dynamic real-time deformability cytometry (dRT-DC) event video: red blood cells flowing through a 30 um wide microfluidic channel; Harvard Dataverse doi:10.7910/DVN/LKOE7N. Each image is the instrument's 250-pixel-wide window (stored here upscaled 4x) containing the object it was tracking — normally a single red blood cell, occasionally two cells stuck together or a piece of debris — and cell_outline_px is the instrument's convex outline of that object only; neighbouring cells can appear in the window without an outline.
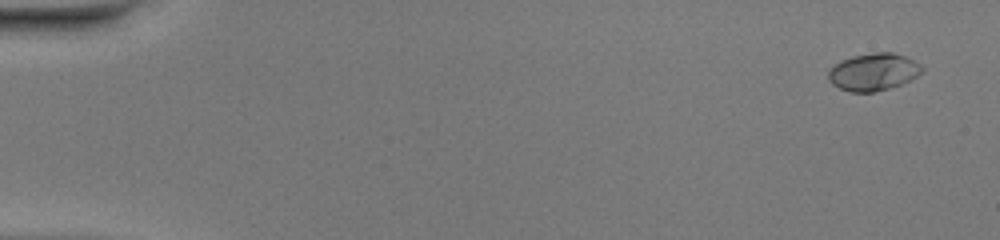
{"species": "common noctule bat (a hibernating species)", "species_latin": "Nyctalus noctula", "temperature_condition": "warm", "stored_images_in_passage": 50, "camera_frame_rate_fps": 3000, "um_per_image_px": 0.085, "animal": {"sex": "female", "body_mass_g": 20.0, "forearm_length_mm": 54.0}, "frame": {"image": 1, "passage_image": 2, "time_ms": 0.333, "image_size_px": [1000, 240], "cell_outline_px": [[924, 68], [916, 76], [900, 84], [888, 88], [872, 92], [848, 92], [832, 84], [828, 80], [828, 72], [832, 64], [840, 60], [852, 56], [872, 52], [892, 52], [904, 56], [920, 64]], "centroid_in_image_um": [74.17, 6.1], "position_along_channel_um": 10.8, "area_um2": 20.35}}
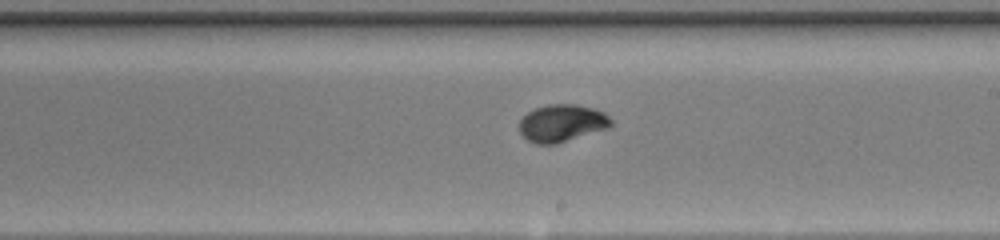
{"frame": {"image": 2, "passage_image": 30, "time_ms": 9.667, "image_size_px": [1000, 240], "cell_outline_px": [[612, 124], [608, 128], [556, 144], [536, 144], [528, 140], [520, 132], [520, 120], [528, 112], [536, 108], [548, 104], [576, 104], [592, 108], [604, 112], [612, 120]], "centroid_in_image_um": [47.77, 10.46], "position_along_channel_um": 241.2, "area_um2": 19.83}}
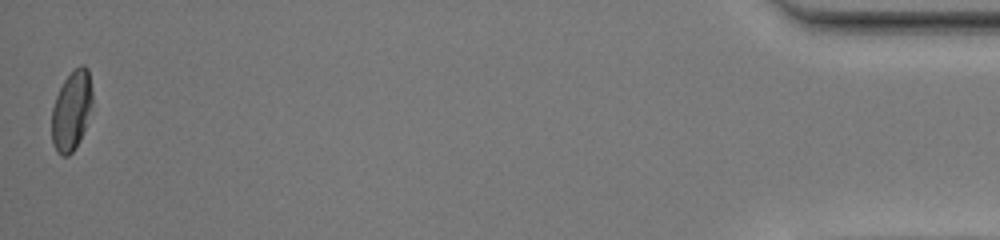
{"frame": {"image": 3, "passage_image": 50, "time_ms": 16.333, "image_size_px": [1000, 240], "cell_outline_px": [[92, 104], [80, 140], [72, 152], [68, 156], [60, 156], [56, 152], [52, 144], [52, 108], [56, 96], [64, 80], [80, 64], [84, 64], [88, 68], [92, 92]], "centroid_in_image_um": [6.07, 9.41], "position_along_channel_um": 429.1, "area_um2": 18.79}, "authors_computed_cell_mechanics": {"area_um2": 19.4786, "velocity_mm_per_s": 4.1349, "shape_relaxation_time_tau1_ms": 3.9579, "shape_relaxation_time_tau2_ms": null, "deformation_change_tau1": 0.1963, "deformation_change_tau2": null}}